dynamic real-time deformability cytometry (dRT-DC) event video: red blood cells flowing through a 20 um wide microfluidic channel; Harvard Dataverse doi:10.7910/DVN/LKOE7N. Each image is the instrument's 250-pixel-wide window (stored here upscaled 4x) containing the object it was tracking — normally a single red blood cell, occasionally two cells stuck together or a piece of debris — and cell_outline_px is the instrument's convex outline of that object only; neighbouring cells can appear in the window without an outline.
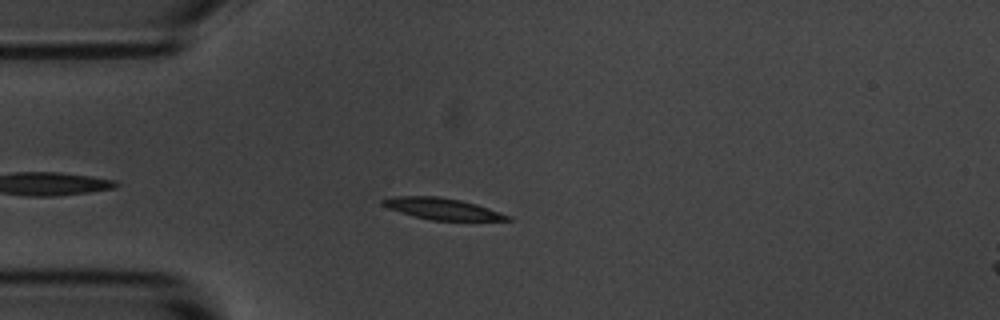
{"species": "common noctule bat (a hibernating species)", "species_latin": "Nyctalus noctula", "temperature_condition": "room temperature", "stored_images_in_passage": 9, "camera_frame_rate_fps": 3000, "um_per_image_px": 0.085, "animal": {"sex": "male", "body_mass_g": 20.1, "forearm_length_mm": 53.5}, "frame": {"image": 1, "passage_image": 3, "time_ms": 2.333, "image_size_px": [1000, 320], "cell_outline_px": [[512, 220], [428, 220], [400, 212], [388, 208], [380, 204], [380, 200], [392, 196], [440, 196], [460, 200], [476, 204], [512, 216]], "centroid_in_image_um": [37.55, 17.74], "position_along_channel_um": 47.4, "area_um2": 15.61}}
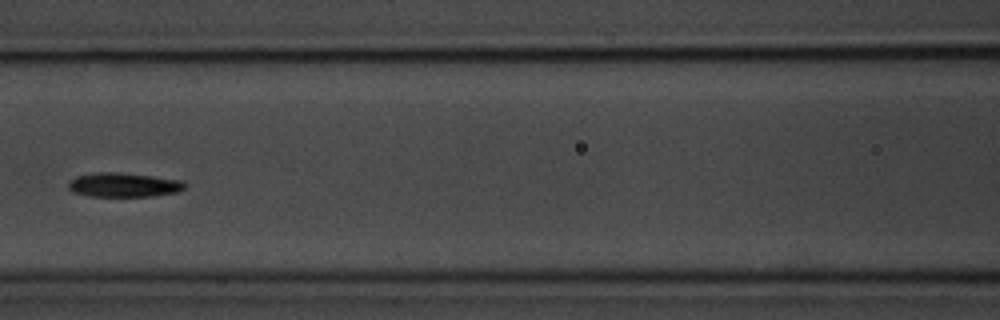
{"frame": {"image": 2, "passage_image": 6, "time_ms": 5.667, "image_size_px": [1000, 320], "cell_outline_px": [[188, 184], [180, 192], [152, 196], [88, 196], [72, 192], [68, 188], [68, 180], [76, 176], [96, 172], [116, 172], [152, 176], [184, 180]], "centroid_in_image_um": [10.52, 15.71], "position_along_channel_um": 156.1, "area_um2": 16.7}}
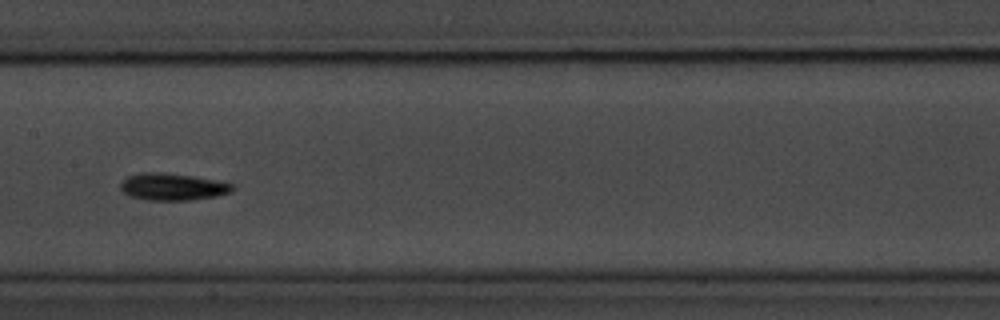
{"frame": {"image": 3, "passage_image": 7, "time_ms": 6.667, "image_size_px": [1000, 320], "cell_outline_px": [[236, 188], [232, 192], [216, 196], [192, 200], [148, 200], [132, 196], [124, 192], [120, 188], [120, 184], [128, 176], [140, 172], [160, 172], [192, 176], [232, 184]], "centroid_in_image_um": [14.68, 15.88], "position_along_channel_um": 192.7, "area_um2": 17.46}}